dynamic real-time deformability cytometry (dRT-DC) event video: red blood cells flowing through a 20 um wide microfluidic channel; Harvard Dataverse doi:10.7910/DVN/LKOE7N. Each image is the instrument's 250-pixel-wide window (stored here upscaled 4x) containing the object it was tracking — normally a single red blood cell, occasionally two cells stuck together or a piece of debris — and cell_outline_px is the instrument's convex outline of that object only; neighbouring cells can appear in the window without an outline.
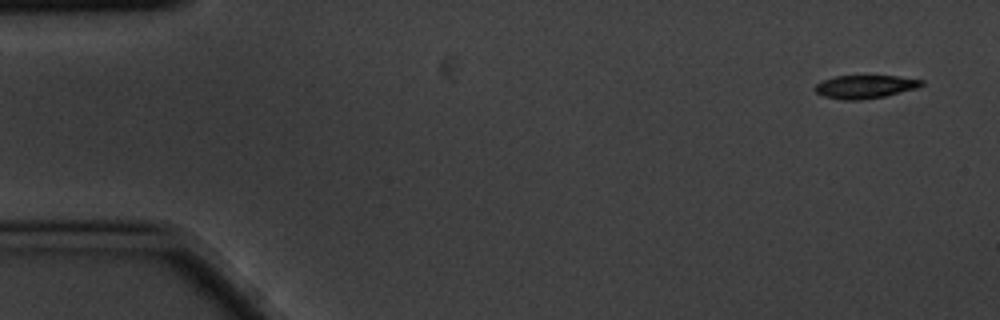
{"species": "common noctule bat (a hibernating species)", "species_latin": "Nyctalus noctula", "temperature_condition": "cold", "stored_images_in_passage": 4, "camera_frame_rate_fps": 3000, "um_per_image_px": 0.085, "animal": {"sex": "male", "body_mass_g": 20.1, "forearm_length_mm": 53.5}, "frame": {"image": 1, "passage_image": 1, "time_ms": 0.0, "image_size_px": [1000, 320], "cell_outline_px": [[924, 84], [920, 88], [884, 96], [860, 100], [844, 100], [824, 96], [816, 92], [812, 88], [816, 84], [824, 80], [836, 76], [896, 76], [924, 80]], "centroid_in_image_um": [73.56, 7.37], "position_along_channel_um": 11.4, "area_um2": 14.45}}
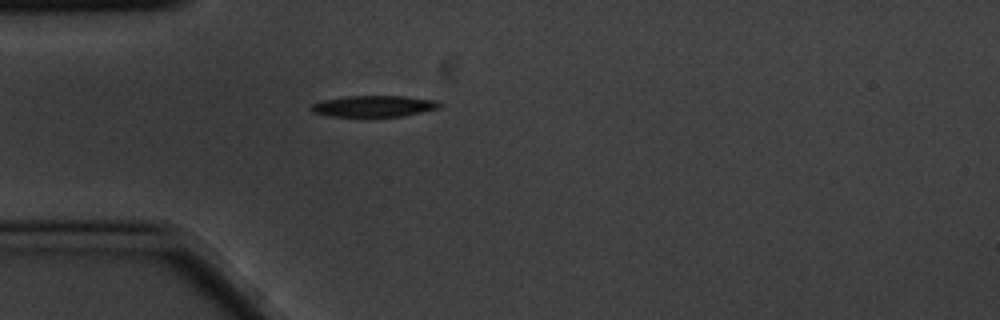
{"frame": {"image": 2, "passage_image": 4, "time_ms": 1.0, "image_size_px": [1000, 320], "cell_outline_px": [[440, 108], [404, 116], [328, 116], [312, 112], [308, 108], [312, 104], [324, 100], [344, 96], [408, 96], [436, 100], [440, 104]], "centroid_in_image_um": [31.77, 9.02], "position_along_channel_um": 53.2, "area_um2": 15.95}}